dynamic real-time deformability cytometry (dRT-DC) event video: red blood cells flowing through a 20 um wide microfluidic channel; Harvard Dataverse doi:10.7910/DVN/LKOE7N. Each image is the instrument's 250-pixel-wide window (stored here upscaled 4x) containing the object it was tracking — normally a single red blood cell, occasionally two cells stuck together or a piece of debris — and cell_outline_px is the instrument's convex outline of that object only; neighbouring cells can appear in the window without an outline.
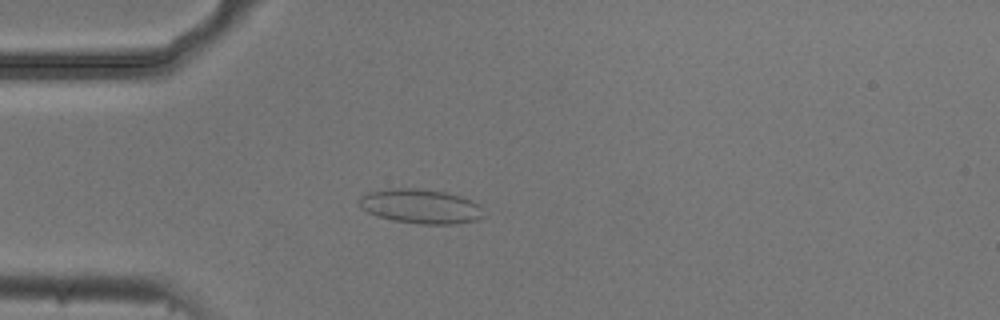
{"species": "common noctule bat (a hibernating species)", "species_latin": "Nyctalus noctula", "temperature_condition": "cold", "stored_images_in_passage": 4, "camera_frame_rate_fps": 3000, "um_per_image_px": 0.085, "animal": {"sex": "male", "body_mass_g": 20.5, "forearm_length_mm": 52.5}, "frame": {"image": 1, "passage_image": 4, "time_ms": 1.0, "image_size_px": [1000, 320], "cell_outline_px": [[484, 216], [476, 220], [452, 224], [420, 224], [392, 220], [368, 212], [356, 200], [360, 196], [368, 192], [388, 188], [420, 188], [444, 192], [460, 196], [480, 204]], "centroid_in_image_um": [35.75, 17.52], "position_along_channel_um": 49.3, "area_um2": 24.91}}